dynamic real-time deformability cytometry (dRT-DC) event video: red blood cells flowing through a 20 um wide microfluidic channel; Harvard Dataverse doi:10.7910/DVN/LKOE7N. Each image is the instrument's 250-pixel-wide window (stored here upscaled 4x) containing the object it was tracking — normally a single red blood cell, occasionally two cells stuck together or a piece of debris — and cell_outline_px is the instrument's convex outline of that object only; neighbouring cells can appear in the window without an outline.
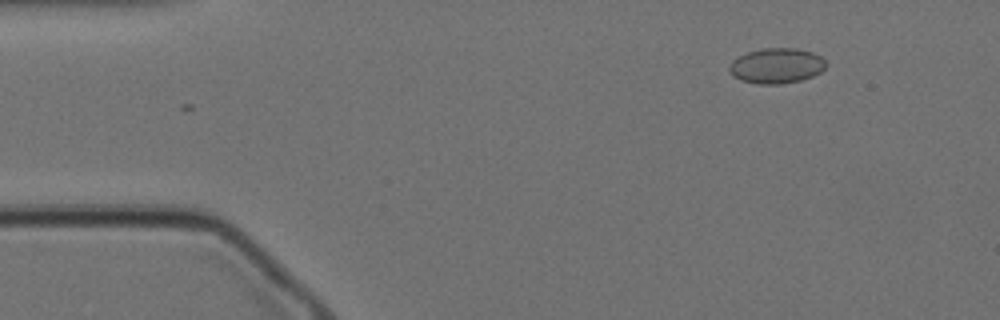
{"species": "Egyptian fruit bat (a non-hibernating species)", "species_latin": "Rousettus aegyptiacus", "temperature_condition": "cold", "stored_images_in_passage": 2, "camera_frame_rate_fps": 3000, "um_per_image_px": 0.085, "animal": {"sex": "female"}, "frame": {"image": 1, "passage_image": 2, "time_ms": 0.333, "image_size_px": [1000, 320], "cell_outline_px": [[828, 64], [820, 72], [812, 76], [800, 80], [780, 84], [756, 84], [740, 80], [732, 76], [728, 68], [732, 60], [748, 52], [764, 48], [796, 48], [812, 52], [820, 56]], "centroid_in_image_um": [65.99, 5.59], "position_along_channel_um": 19.0, "area_um2": 19.88}}